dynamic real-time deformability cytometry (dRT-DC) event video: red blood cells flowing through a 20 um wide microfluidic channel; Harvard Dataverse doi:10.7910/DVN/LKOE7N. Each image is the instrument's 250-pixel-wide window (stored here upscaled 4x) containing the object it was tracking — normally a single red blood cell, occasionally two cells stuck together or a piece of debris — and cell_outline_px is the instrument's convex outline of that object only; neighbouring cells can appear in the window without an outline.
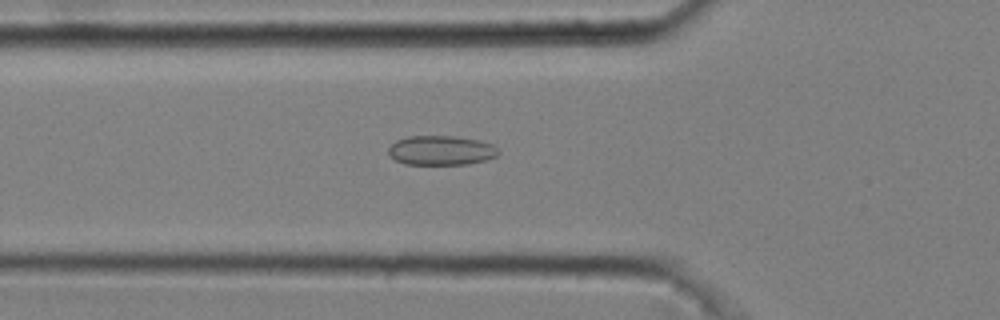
{"species": "common noctule bat (a hibernating species)", "species_latin": "Nyctalus noctula", "temperature_condition": "cold", "stored_images_in_passage": 33, "camera_frame_rate_fps": 3000, "um_per_image_px": 0.085, "animal": {"sex": "male", "body_mass_g": 20.4}, "frame": {"image": 1, "passage_image": 3, "time_ms": 0.667, "image_size_px": [1000, 320], "cell_outline_px": [[500, 152], [496, 156], [484, 160], [468, 164], [404, 164], [388, 156], [388, 148], [396, 140], [408, 136], [456, 136], [480, 140], [492, 144]], "centroid_in_image_um": [37.47, 12.78], "position_along_channel_um": 88.3, "area_um2": 18.96}}
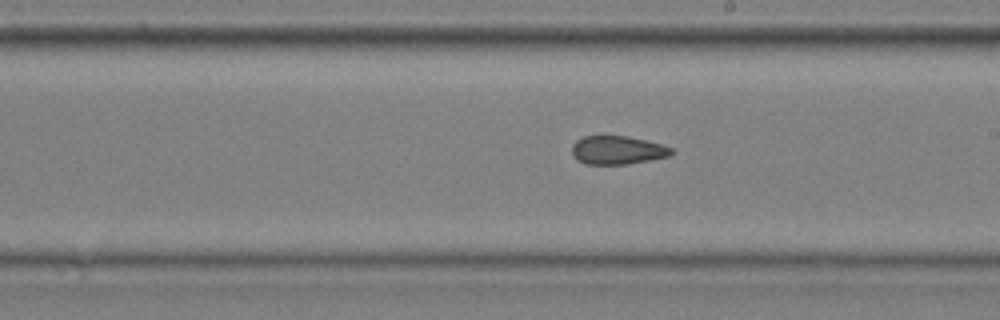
{"frame": {"image": 2, "passage_image": 15, "time_ms": 4.667, "image_size_px": [1000, 320], "cell_outline_px": [[676, 152], [668, 156], [652, 160], [628, 164], [584, 164], [576, 160], [572, 156], [572, 144], [576, 140], [584, 136], [628, 136], [660, 144], [672, 148]], "centroid_in_image_um": [52.46, 12.77], "position_along_channel_um": 236.5, "area_um2": 16.65}}
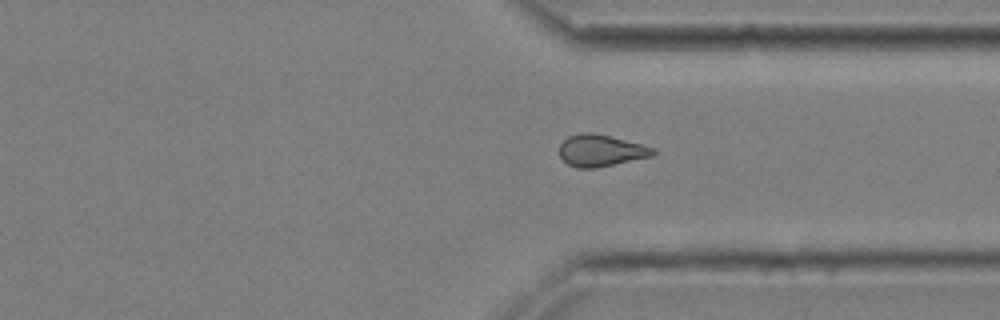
{"frame": {"image": 3, "passage_image": 25, "time_ms": 8.0, "image_size_px": [1000, 320], "cell_outline_px": [[656, 152], [652, 156], [596, 168], [576, 168], [568, 164], [560, 156], [560, 144], [568, 136], [580, 132], [592, 132], [656, 148]], "centroid_in_image_um": [51.05, 12.8], "position_along_channel_um": 360.3, "area_um2": 17.22}, "authors_computed_cell_mechanics": {"area_um2": 17.1088, "velocity_mm_per_s": 3.7022, "shape_relaxation_time_tau1_ms": null, "shape_relaxation_time_tau2_ms": 3.1776, "deformation_change_tau1": null, "deformation_change_tau2": 0.0942}}